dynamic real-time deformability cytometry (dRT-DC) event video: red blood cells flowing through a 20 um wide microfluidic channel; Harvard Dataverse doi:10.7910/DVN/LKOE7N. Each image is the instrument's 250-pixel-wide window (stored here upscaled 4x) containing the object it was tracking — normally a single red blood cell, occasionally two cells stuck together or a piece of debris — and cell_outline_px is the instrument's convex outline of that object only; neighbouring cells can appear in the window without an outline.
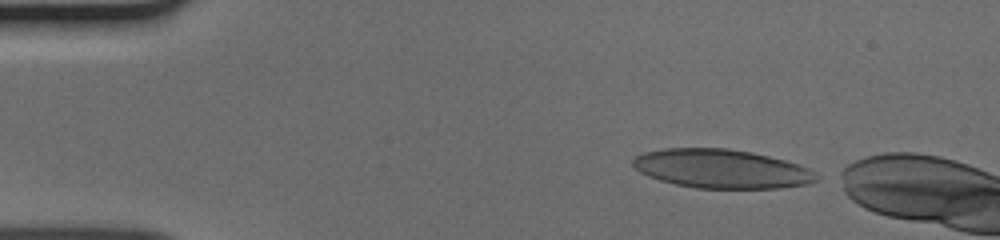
{"species": "human", "species_latin": "Homo sapiens", "temperature_condition": "cold", "stored_images_in_passage": 40, "camera_frame_rate_fps": 3000, "um_per_image_px": 0.085, "donor": {"sex": "male"}, "frame": {"image": 1, "passage_image": 1, "time_ms": 0.0, "image_size_px": [1000, 240], "cell_outline_px": [[820, 180], [808, 184], [780, 188], [696, 188], [676, 184], [660, 180], [648, 176], [632, 168], [632, 160], [636, 156], [644, 152], [664, 148], [728, 148], [752, 152], [784, 160], [808, 168], [820, 176]], "centroid_in_image_um": [61.32, 14.35], "position_along_channel_um": 23.7, "area_um2": 41.73}}
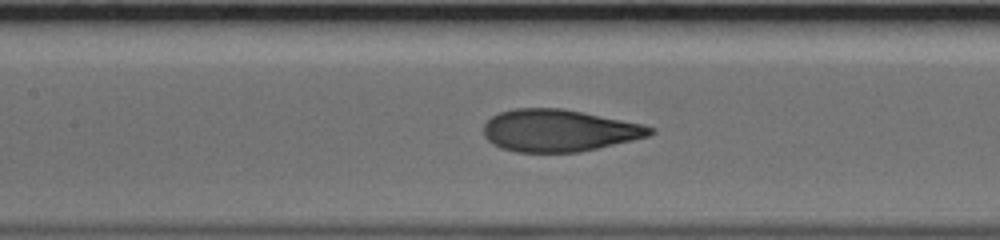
{"frame": {"image": 2, "passage_image": 17, "time_ms": 5.333, "image_size_px": [1000, 240], "cell_outline_px": [[656, 132], [648, 136], [632, 140], [580, 152], [516, 152], [500, 148], [492, 144], [484, 136], [484, 124], [492, 116], [500, 112], [516, 108], [560, 108], [644, 124], [656, 128]], "centroid_in_image_um": [47.51, 11.1], "position_along_channel_um": 159.9, "area_um2": 40.81}}
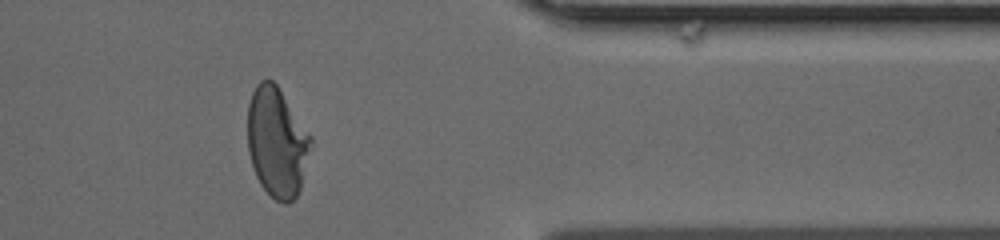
{"frame": {"image": 3, "passage_image": 35, "time_ms": 11.333, "image_size_px": [1000, 240], "cell_outline_px": [[312, 140], [300, 188], [296, 196], [288, 204], [284, 204], [276, 200], [260, 184], [256, 176], [248, 152], [248, 104], [252, 92], [256, 84], [260, 80], [272, 80], [276, 84], [312, 136]], "centroid_in_image_um": [23.52, 12.07], "position_along_channel_um": 387.9, "area_um2": 40.11}}